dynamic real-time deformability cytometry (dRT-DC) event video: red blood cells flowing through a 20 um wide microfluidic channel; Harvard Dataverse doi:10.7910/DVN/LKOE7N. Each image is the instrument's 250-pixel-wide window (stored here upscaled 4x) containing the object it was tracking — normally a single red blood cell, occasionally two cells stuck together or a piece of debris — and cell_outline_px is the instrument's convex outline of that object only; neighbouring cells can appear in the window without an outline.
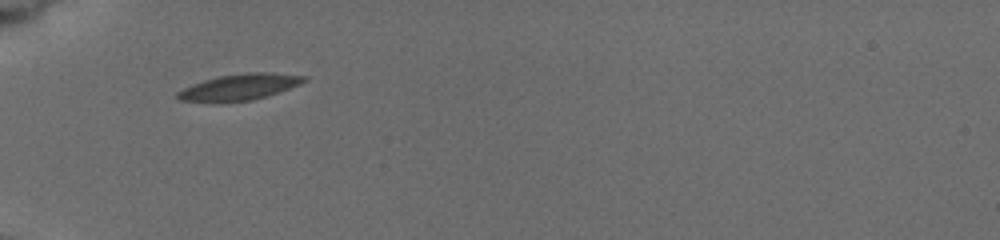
{"species": "common noctule bat (a hibernating species)", "species_latin": "Nyctalus noctula", "temperature_condition": "cold", "stored_images_in_passage": 6, "camera_frame_rate_fps": 3000, "um_per_image_px": 0.085, "animal": {"sex": "female", "body_mass_g": 19.5, "forearm_length_mm": 54.1}, "frame": {"image": 1, "passage_image": 1, "time_ms": 0.0, "image_size_px": [1000, 240], "cell_outline_px": [[308, 80], [300, 84], [252, 100], [180, 100], [176, 96], [176, 92], [192, 84], [204, 80], [220, 76], [248, 72], [272, 72], [308, 76]], "centroid_in_image_um": [20.42, 7.35], "position_along_channel_um": 64.6, "area_um2": 18.5}}
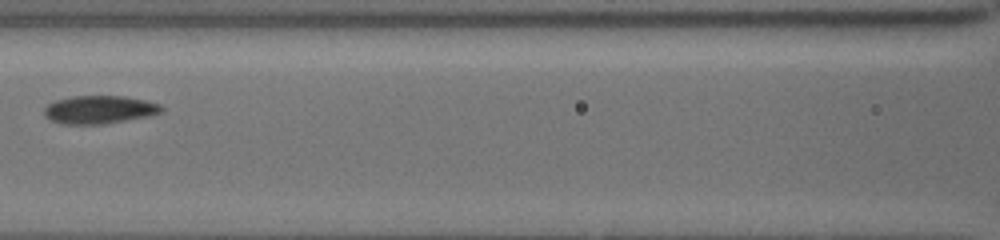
{"frame": {"image": 2, "passage_image": 4, "time_ms": 2.667, "image_size_px": [1000, 240], "cell_outline_px": [[164, 108], [160, 112], [144, 116], [104, 124], [64, 124], [52, 120], [44, 116], [44, 108], [48, 104], [56, 100], [72, 96], [124, 96], [144, 100], [160, 104]], "centroid_in_image_um": [8.4, 9.31], "position_along_channel_um": 158.2, "area_um2": 18.9}}
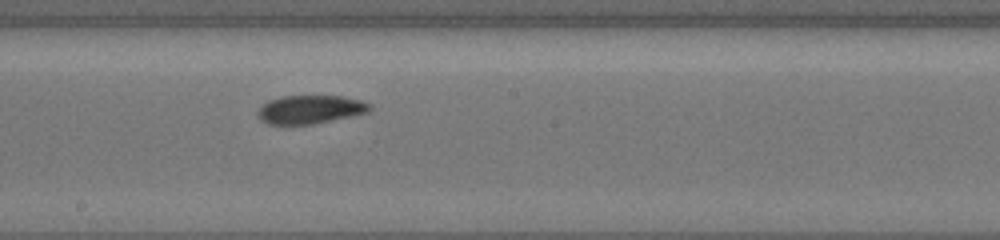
{"frame": {"image": 3, "passage_image": 6, "time_ms": 4.333, "image_size_px": [1000, 240], "cell_outline_px": [[372, 108], [368, 112], [352, 116], [312, 124], [268, 124], [260, 120], [256, 112], [268, 100], [280, 96], [344, 96], [360, 100], [372, 104]], "centroid_in_image_um": [26.37, 9.3], "position_along_channel_um": 221.8, "area_um2": 18.61}}